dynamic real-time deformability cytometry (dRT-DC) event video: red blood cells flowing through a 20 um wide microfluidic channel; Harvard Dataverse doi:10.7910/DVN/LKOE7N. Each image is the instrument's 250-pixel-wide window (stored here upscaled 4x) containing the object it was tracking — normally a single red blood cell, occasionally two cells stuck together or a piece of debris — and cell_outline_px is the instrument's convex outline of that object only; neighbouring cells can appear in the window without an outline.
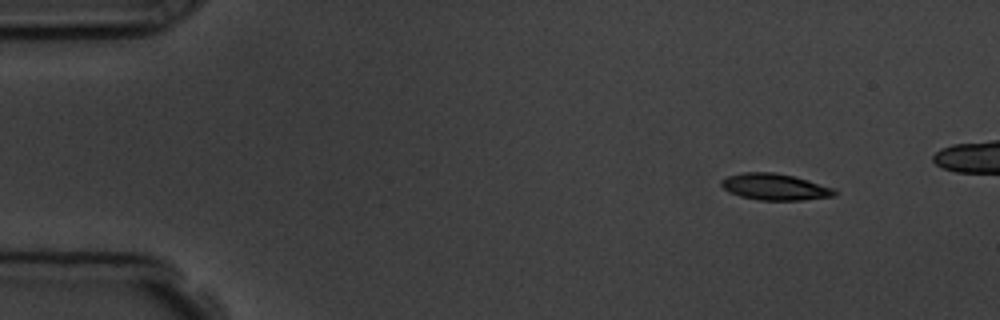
{"species": "common noctule bat (a hibernating species)", "species_latin": "Nyctalus noctula", "temperature_condition": "room temperature", "stored_images_in_passage": 5, "camera_frame_rate_fps": 3000, "um_per_image_px": 0.085, "animal": {"sex": "male", "body_mass_g": 19.5, "forearm_length_mm": 54.6}, "frame": {"image": 1, "passage_image": 1, "time_ms": 0.0, "image_size_px": [1000, 320], "cell_outline_px": [[836, 196], [804, 200], [760, 200], [740, 196], [728, 192], [720, 184], [720, 180], [728, 176], [744, 172], [772, 172], [792, 176], [808, 180], [836, 188]], "centroid_in_image_um": [65.88, 15.89], "position_along_channel_um": 19.1, "area_um2": 17.51}}